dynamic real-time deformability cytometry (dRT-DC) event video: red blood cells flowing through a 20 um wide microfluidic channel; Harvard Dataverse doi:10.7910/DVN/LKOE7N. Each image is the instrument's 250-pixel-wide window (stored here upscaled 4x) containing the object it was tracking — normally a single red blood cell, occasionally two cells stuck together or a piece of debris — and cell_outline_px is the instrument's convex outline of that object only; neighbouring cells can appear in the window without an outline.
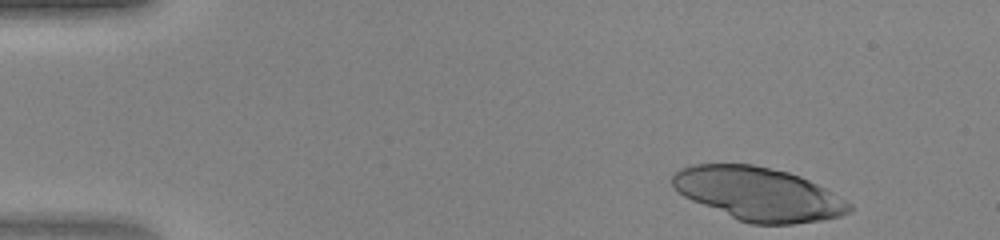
{"species": "human", "species_latin": "Homo sapiens", "temperature_condition": "warm", "stored_images_in_passage": 42, "camera_frame_rate_fps": 3000, "um_per_image_px": 0.085, "donor": {"sex": "female"}, "frame": {"image": 1, "passage_image": 1, "time_ms": 0.0, "image_size_px": [1000, 240], "cell_outline_px": [[852, 212], [840, 216], [820, 220], [792, 224], [752, 224], [740, 220], [692, 200], [684, 196], [672, 184], [672, 176], [680, 168], [692, 164], [752, 164], [788, 172], [800, 176], [832, 192], [852, 204]], "centroid_in_image_um": [64.48, 16.47], "position_along_channel_um": 20.5, "area_um2": 54.33}}
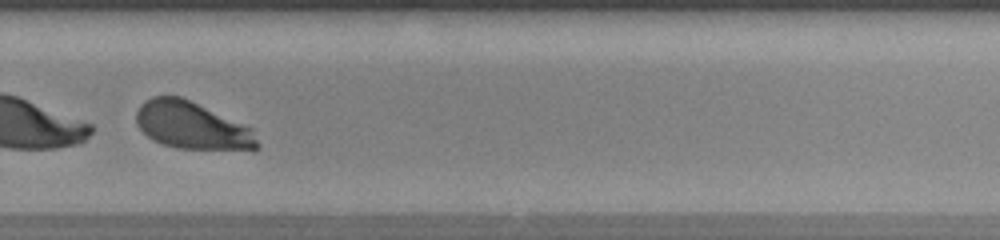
{"frame": {"image": 2, "passage_image": 29, "time_ms": 9.333, "image_size_px": [1000, 240], "cell_outline_px": [[260, 148], [176, 148], [152, 140], [136, 124], [136, 112], [140, 104], [144, 100], [152, 96], [180, 96], [252, 128], [260, 144]], "centroid_in_image_um": [16.26, 10.65], "position_along_channel_um": 313.5, "area_um2": 32.77}}